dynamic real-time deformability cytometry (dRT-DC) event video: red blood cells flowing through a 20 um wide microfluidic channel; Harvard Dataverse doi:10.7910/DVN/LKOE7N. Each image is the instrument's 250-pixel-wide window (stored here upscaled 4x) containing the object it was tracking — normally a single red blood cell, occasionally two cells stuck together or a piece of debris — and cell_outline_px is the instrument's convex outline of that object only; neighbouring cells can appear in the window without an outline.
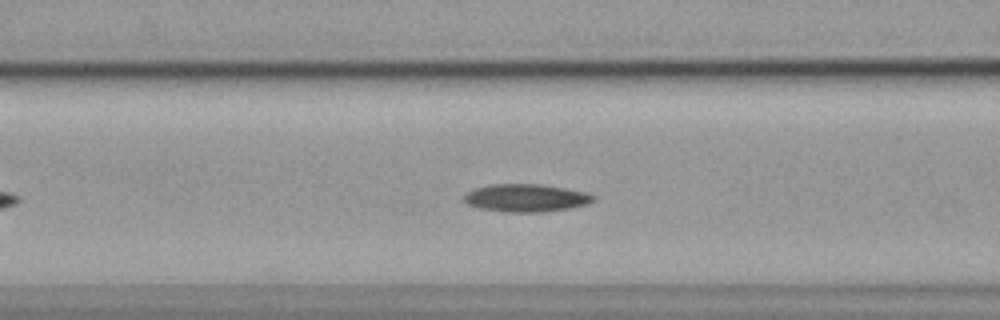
{"species": "common noctule bat (a hibernating species)", "species_latin": "Nyctalus noctula", "temperature_condition": "cold", "stored_images_in_passage": 42, "camera_frame_rate_fps": 3000, "um_per_image_px": 0.085, "animal": {"sex": "female", "body_mass_g": 19.9}, "frame": {"image": 1, "passage_image": 7, "time_ms": 2.0, "image_size_px": [1000, 320], "cell_outline_px": [[596, 200], [588, 204], [568, 208], [540, 212], [508, 212], [480, 208], [468, 204], [460, 200], [460, 196], [464, 192], [488, 184], [540, 184], [588, 192], [596, 196]], "centroid_in_image_um": [44.67, 16.81], "position_along_channel_um": 121.9, "area_um2": 21.21}}
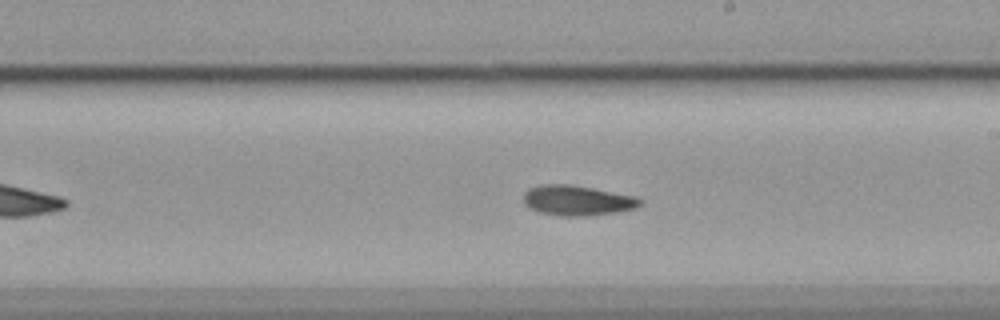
{"frame": {"image": 2, "passage_image": 17, "time_ms": 5.333, "image_size_px": [1000, 320], "cell_outline_px": [[644, 200], [636, 208], [616, 212], [588, 216], [560, 216], [540, 212], [528, 208], [524, 204], [524, 192], [528, 188], [540, 184], [572, 184], [636, 196]], "centroid_in_image_um": [49.05, 17.03], "position_along_channel_um": 239.9, "area_um2": 20.75}}
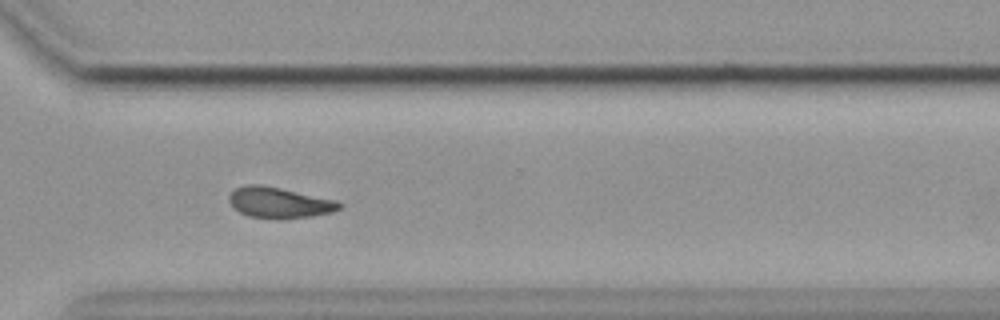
{"frame": {"image": 3, "passage_image": 26, "time_ms": 8.333, "image_size_px": [1000, 320], "cell_outline_px": [[344, 204], [340, 208], [332, 212], [312, 216], [284, 220], [276, 220], [248, 216], [232, 208], [228, 200], [228, 196], [236, 188], [244, 184], [260, 184], [280, 188], [336, 200]], "centroid_in_image_um": [23.71, 17.24], "position_along_channel_um": 346.9, "area_um2": 20.17}}